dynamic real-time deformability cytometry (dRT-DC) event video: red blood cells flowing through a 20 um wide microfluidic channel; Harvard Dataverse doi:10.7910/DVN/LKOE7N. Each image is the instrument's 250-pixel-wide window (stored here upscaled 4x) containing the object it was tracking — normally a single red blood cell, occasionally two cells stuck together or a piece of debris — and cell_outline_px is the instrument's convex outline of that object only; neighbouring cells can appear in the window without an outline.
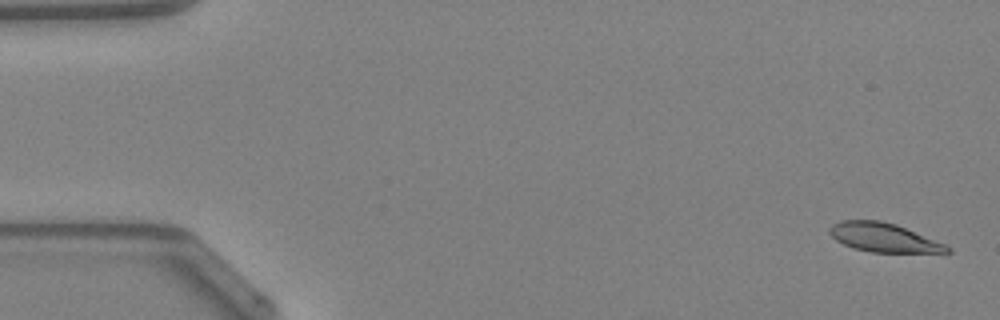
{"species": "Egyptian fruit bat (a non-hibernating species)", "species_latin": "Rousettus aegyptiacus", "temperature_condition": "warm", "stored_images_in_passage": 12, "camera_frame_rate_fps": 3000, "um_per_image_px": 0.085, "animal": {"sex": "female"}, "frame": {"image": 1, "passage_image": 2, "time_ms": 0.333, "image_size_px": [1000, 320], "cell_outline_px": [[952, 252], [872, 252], [852, 248], [836, 240], [828, 232], [828, 228], [832, 224], [840, 220], [880, 220], [896, 224], [944, 244], [952, 248]], "centroid_in_image_um": [75.06, 20.18], "position_along_channel_um": 9.9, "area_um2": 19.65}}